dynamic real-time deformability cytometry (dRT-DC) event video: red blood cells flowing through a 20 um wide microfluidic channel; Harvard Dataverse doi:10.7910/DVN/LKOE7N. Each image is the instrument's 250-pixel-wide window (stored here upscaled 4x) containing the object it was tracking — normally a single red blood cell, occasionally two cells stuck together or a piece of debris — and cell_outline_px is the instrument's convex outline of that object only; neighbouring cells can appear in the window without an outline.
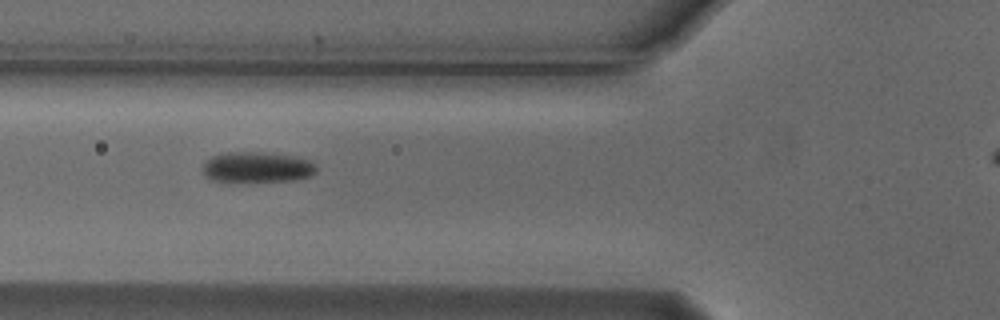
{"species": "Egyptian fruit bat (a non-hibernating species)", "species_latin": "Rousettus aegyptiacus", "temperature_condition": "cold", "stored_images_in_passage": 5, "camera_frame_rate_fps": 3000, "um_per_image_px": 0.085, "animal": {"sex": "male"}, "frame": {"image": 1, "passage_image": 3, "time_ms": 0.667, "image_size_px": [1000, 320], "cell_outline_px": [[316, 172], [308, 176], [296, 180], [212, 180], [204, 176], [204, 164], [212, 156], [228, 152], [260, 152], [296, 156], [312, 160], [316, 164]], "centroid_in_image_um": [21.91, 14.18], "position_along_channel_um": 103.9, "area_um2": 19.83}}